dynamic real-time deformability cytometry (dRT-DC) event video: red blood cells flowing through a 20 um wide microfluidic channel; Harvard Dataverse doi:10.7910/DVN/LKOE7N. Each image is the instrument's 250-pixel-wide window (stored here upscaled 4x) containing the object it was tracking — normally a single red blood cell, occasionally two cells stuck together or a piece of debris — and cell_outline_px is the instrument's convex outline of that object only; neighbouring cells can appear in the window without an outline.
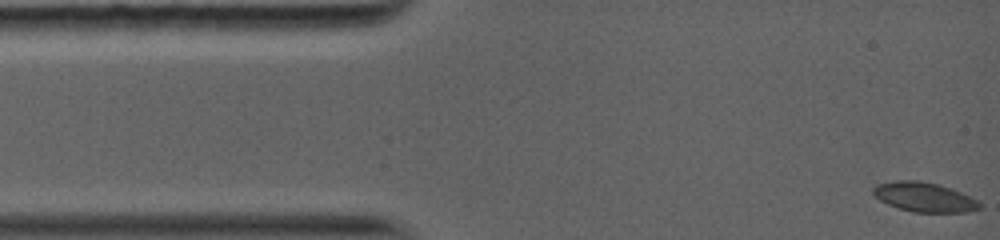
{"species": "common noctule bat (a hibernating species)", "species_latin": "Nyctalus noctula", "temperature_condition": "warm", "stored_images_in_passage": 36, "camera_frame_rate_fps": 5000, "um_per_image_px": 0.085, "animal": {"sex": "female", "body_mass_g": 19.0, "forearm_length_mm": 56.7}, "frame": {"image": 1, "passage_image": 1, "time_ms": 0.0, "image_size_px": [1000, 240], "cell_outline_px": [[980, 208], [968, 212], [912, 212], [896, 208], [880, 200], [872, 192], [872, 188], [876, 184], [896, 180], [920, 180], [936, 184], [960, 192], [980, 200]], "centroid_in_image_um": [78.54, 16.75], "position_along_channel_um": 6.5, "area_um2": 18.32}}
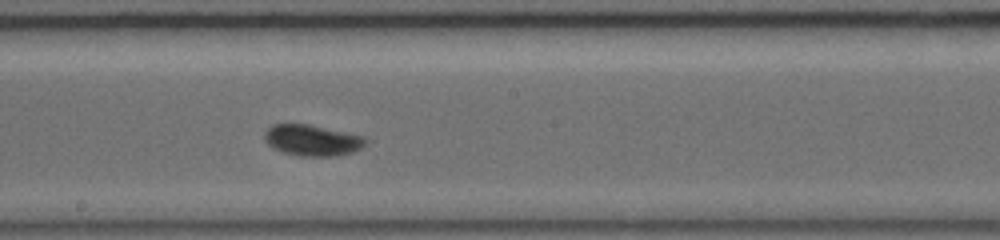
{"frame": {"image": 2, "passage_image": 21, "time_ms": 7.2, "image_size_px": [1000, 240], "cell_outline_px": [[368, 140], [360, 148], [352, 152], [336, 156], [300, 156], [284, 152], [272, 148], [264, 140], [264, 132], [272, 124], [308, 124], [364, 136]], "centroid_in_image_um": [26.51, 11.92], "position_along_channel_um": 221.7, "area_um2": 18.26}}
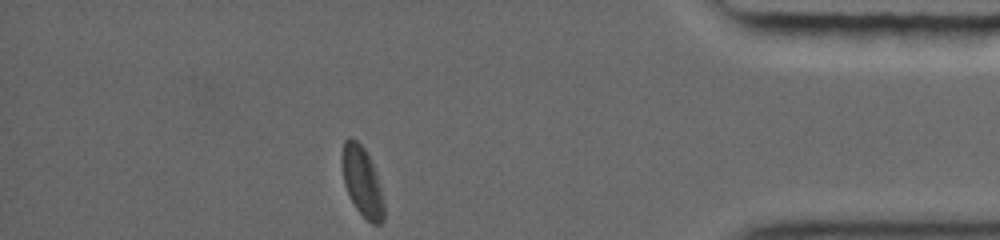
{"frame": {"image": 3, "passage_image": 36, "time_ms": 12.6, "image_size_px": [1000, 240], "cell_outline_px": [[384, 220], [380, 224], [372, 224], [356, 208], [344, 184], [340, 160], [344, 140], [348, 136], [352, 136], [364, 148], [372, 164], [380, 188], [384, 204]], "centroid_in_image_um": [30.75, 15.4], "position_along_channel_um": 404.5, "area_um2": 16.88}, "authors_computed_cell_mechanics": {"area_um2": 17.34, "velocity_mm_per_s": 4.0761, "shape_relaxation_time_tau1_ms": 2.5436, "shape_relaxation_time_tau2_ms": 1.2709, "deformation_change_tau1": 0.1057, "deformation_change_tau2": 0.0352}}